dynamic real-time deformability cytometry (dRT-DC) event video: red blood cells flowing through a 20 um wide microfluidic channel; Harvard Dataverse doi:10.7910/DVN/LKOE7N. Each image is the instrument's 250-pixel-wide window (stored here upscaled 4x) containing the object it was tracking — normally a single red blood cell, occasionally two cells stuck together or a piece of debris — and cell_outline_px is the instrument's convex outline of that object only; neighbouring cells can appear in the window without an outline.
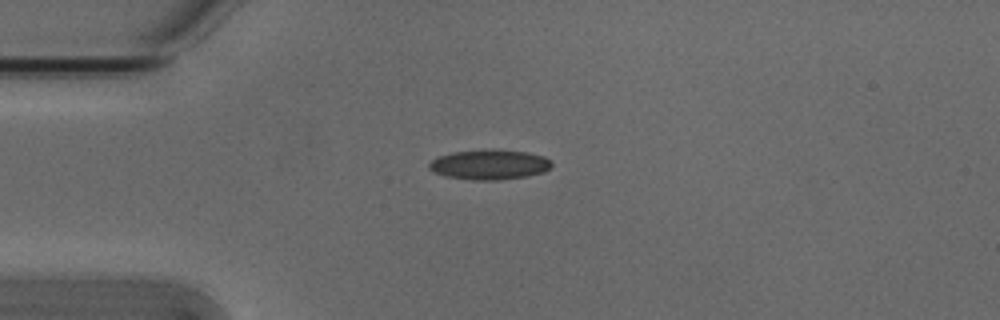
{"species": "Egyptian fruit bat (a non-hibernating species)", "species_latin": "Rousettus aegyptiacus", "temperature_condition": "cold", "stored_images_in_passage": 4, "camera_frame_rate_fps": 3000, "um_per_image_px": 0.085, "animal": {"sex": "male"}, "frame": {"image": 1, "passage_image": 1, "time_ms": 0.0, "image_size_px": [1000, 320], "cell_outline_px": [[552, 164], [544, 172], [528, 176], [496, 180], [472, 180], [444, 176], [428, 168], [428, 164], [432, 160], [440, 156], [452, 152], [528, 152], [544, 156]], "centroid_in_image_um": [41.59, 14.04], "position_along_channel_um": 43.4, "area_um2": 20.4}}
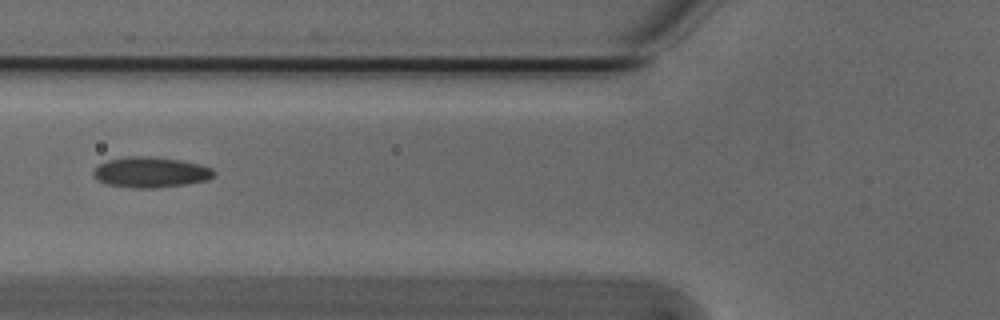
{"frame": {"image": 2, "passage_image": 3, "time_ms": 0.667, "image_size_px": [1000, 320], "cell_outline_px": [[216, 172], [208, 180], [184, 184], [156, 188], [132, 188], [108, 184], [96, 180], [92, 172], [100, 164], [108, 160], [128, 156], [148, 156], [180, 160], [200, 164], [212, 168]], "centroid_in_image_um": [12.8, 14.64], "position_along_channel_um": 113.0, "area_um2": 21.39}}